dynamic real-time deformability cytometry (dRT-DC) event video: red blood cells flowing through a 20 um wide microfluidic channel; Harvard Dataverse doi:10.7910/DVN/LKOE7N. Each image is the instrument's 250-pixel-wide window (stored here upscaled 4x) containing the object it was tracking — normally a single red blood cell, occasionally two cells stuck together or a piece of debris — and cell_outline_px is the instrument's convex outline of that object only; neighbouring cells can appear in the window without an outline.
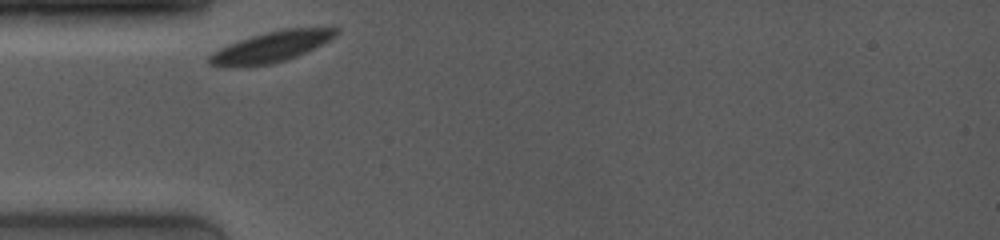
{"species": "common noctule bat (a hibernating species)", "species_latin": "Nyctalus noctula", "temperature_condition": "room temperature", "stored_images_in_passage": 31, "camera_frame_rate_fps": 4000, "um_per_image_px": 0.085, "animal": {"sex": "female", "body_mass_g": 19.0, "forearm_length_mm": 53.3}, "frame": {"image": 1, "passage_image": 1, "time_ms": 0.0, "image_size_px": [1000, 240], "cell_outline_px": [[340, 32], [336, 36], [296, 56], [284, 60], [268, 64], [212, 64], [208, 60], [208, 56], [212, 52], [220, 48], [240, 40], [252, 36], [284, 28], [340, 28]], "centroid_in_image_um": [23.14, 3.92], "position_along_channel_um": 61.9, "area_um2": 21.33}}
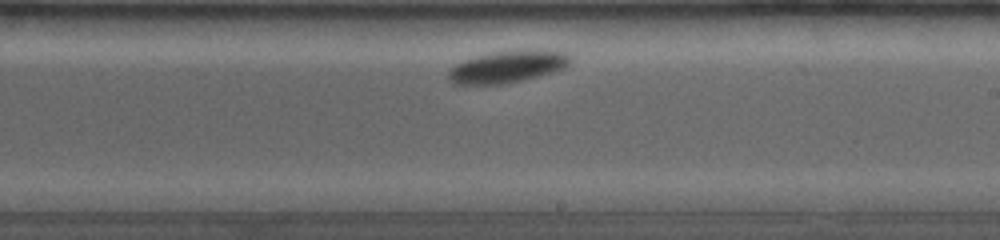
{"frame": {"image": 2, "passage_image": 17, "time_ms": 5.25, "image_size_px": [1000, 240], "cell_outline_px": [[572, 60], [564, 68], [552, 72], [524, 80], [504, 84], [452, 84], [448, 80], [448, 68], [464, 60], [476, 56], [492, 52], [568, 52]], "centroid_in_image_um": [43.05, 5.72], "position_along_channel_um": 245.9, "area_um2": 22.08}}
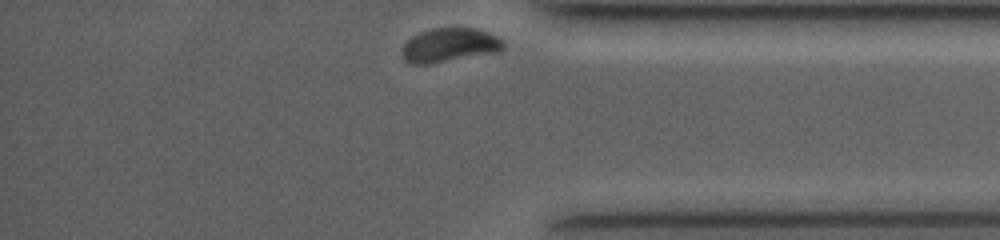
{"frame": {"image": 3, "passage_image": 31, "time_ms": 9.5, "image_size_px": [1000, 240], "cell_outline_px": [[504, 48], [500, 52], [428, 64], [412, 64], [404, 60], [404, 44], [412, 36], [420, 32], [432, 28], [476, 28], [488, 32], [496, 36], [504, 44]], "centroid_in_image_um": [38.24, 3.83], "position_along_channel_um": 397.0, "area_um2": 19.94}, "authors_computed_cell_mechanics": {"area_um2": 21.675, "velocity_mm_per_s": 3.5545, "shape_relaxation_time_tau1_ms": 1.4716, "shape_relaxation_time_tau2_ms": null, "deformation_change_tau1": 0.0824, "deformation_change_tau2": null}}